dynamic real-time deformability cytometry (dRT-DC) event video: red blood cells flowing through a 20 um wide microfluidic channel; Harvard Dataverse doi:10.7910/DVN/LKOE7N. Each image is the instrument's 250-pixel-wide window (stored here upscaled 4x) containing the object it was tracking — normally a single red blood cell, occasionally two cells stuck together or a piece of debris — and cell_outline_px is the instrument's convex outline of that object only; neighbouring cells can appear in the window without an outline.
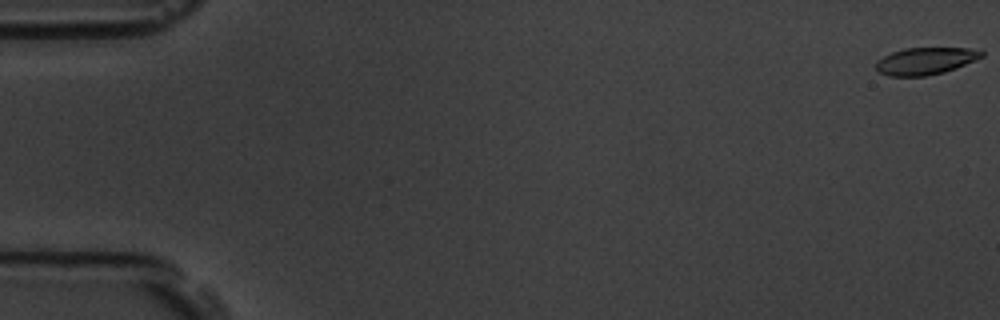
{"species": "common noctule bat (a hibernating species)", "species_latin": "Nyctalus noctula", "temperature_condition": "room temperature", "stored_images_in_passage": 4, "camera_frame_rate_fps": 3000, "um_per_image_px": 0.085, "animal": {"sex": "male", "body_mass_g": 19.5, "forearm_length_mm": 54.6}, "frame": {"image": 1, "passage_image": 1, "time_ms": 0.0, "image_size_px": [1000, 320], "cell_outline_px": [[984, 56], [956, 68], [944, 72], [928, 76], [888, 76], [880, 72], [876, 68], [876, 60], [892, 52], [904, 48], [980, 48], [984, 52]], "centroid_in_image_um": [78.69, 5.18], "position_along_channel_um": 6.3, "area_um2": 16.82}}